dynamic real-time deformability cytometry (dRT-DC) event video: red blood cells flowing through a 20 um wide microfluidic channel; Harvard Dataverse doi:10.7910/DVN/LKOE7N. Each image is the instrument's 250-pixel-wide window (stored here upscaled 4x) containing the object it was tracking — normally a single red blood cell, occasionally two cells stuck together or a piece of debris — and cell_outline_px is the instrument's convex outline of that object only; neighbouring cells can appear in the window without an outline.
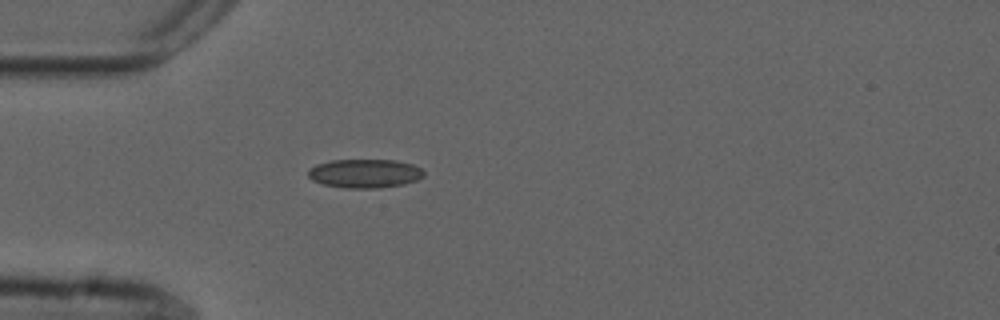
{"species": "common noctule bat (a hibernating species)", "species_latin": "Nyctalus noctula", "temperature_condition": "cold", "stored_images_in_passage": 40, "camera_frame_rate_fps": 3000, "um_per_image_px": 0.085, "animal": {"sex": "male", "forearm_length_mm": 52.5}, "frame": {"image": 1, "passage_image": 1, "time_ms": 0.0, "image_size_px": [1000, 320], "cell_outline_px": [[424, 176], [416, 180], [404, 184], [380, 188], [344, 188], [324, 184], [312, 180], [308, 176], [308, 168], [316, 164], [332, 160], [396, 160], [412, 164], [420, 168], [424, 172]], "centroid_in_image_um": [30.99, 14.74], "position_along_channel_um": 54.0, "area_um2": 19.48}}
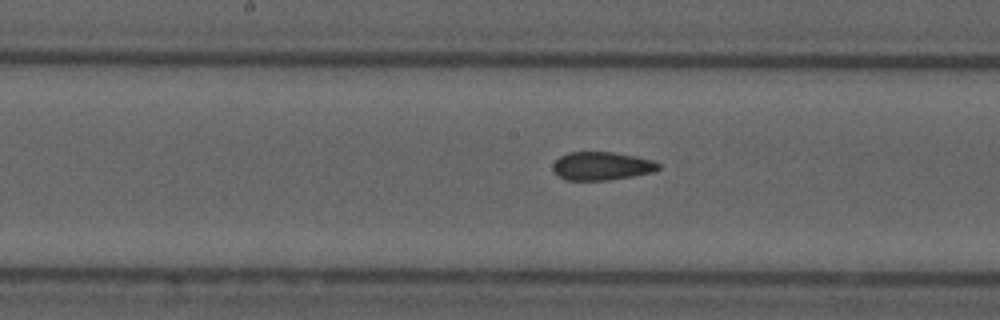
{"frame": {"image": 2, "passage_image": 13, "time_ms": 4.0, "image_size_px": [1000, 320], "cell_outline_px": [[660, 168], [652, 172], [632, 176], [608, 180], [564, 180], [552, 168], [552, 164], [560, 156], [568, 152], [612, 152], [636, 156], [652, 160], [660, 164]], "centroid_in_image_um": [51.13, 14.1], "position_along_channel_um": 197.1, "area_um2": 17.34}}
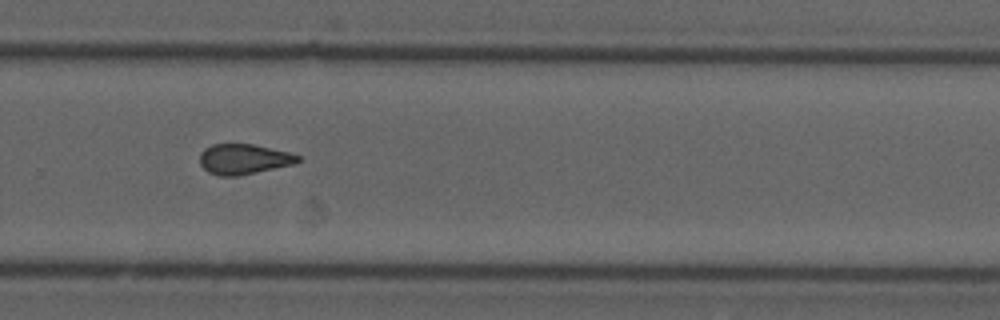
{"frame": {"image": 3, "passage_image": 22, "time_ms": 7.0, "image_size_px": [1000, 320], "cell_outline_px": [[300, 160], [292, 164], [236, 176], [220, 176], [208, 172], [200, 164], [200, 152], [204, 148], [212, 144], [252, 144], [288, 152], [300, 156]], "centroid_in_image_um": [20.66, 13.52], "position_along_channel_um": 309.1, "area_um2": 17.05}, "authors_computed_cell_mechanics": {"area_um2": 17.5423, "velocity_mm_per_s": 3.7539, "shape_relaxation_time_tau1_ms": null, "shape_relaxation_time_tau2_ms": 2.9802, "deformation_change_tau1": null, "deformation_change_tau2": 0.0782}}